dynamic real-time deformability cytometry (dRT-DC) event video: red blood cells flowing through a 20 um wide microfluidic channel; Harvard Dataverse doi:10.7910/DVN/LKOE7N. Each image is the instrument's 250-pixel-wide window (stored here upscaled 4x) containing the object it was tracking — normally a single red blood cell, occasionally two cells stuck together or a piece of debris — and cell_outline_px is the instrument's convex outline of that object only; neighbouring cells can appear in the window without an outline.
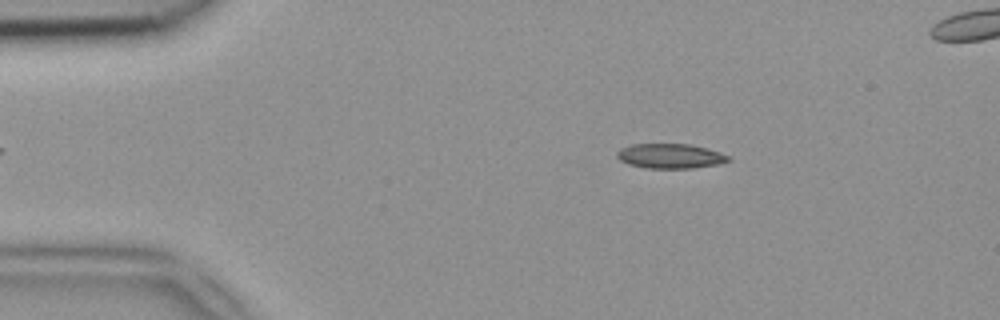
{"species": "common noctule bat (a hibernating species)", "species_latin": "Nyctalus noctula", "temperature_condition": "room temperature", "stored_images_in_passage": 48, "segment_of_instrument_passage": [1, 2], "camera_frame_rate_fps": 3000, "um_per_image_px": 0.085, "animal": {"sex": "female", "body_mass_g": 18.4}, "frame": {"image": 1, "passage_image": 6, "time_ms": 1.667, "image_size_px": [1000, 320], "cell_outline_px": [[732, 160], [720, 164], [692, 168], [648, 168], [628, 164], [620, 160], [616, 156], [616, 152], [620, 148], [632, 144], [692, 144], [708, 148], [720, 152], [728, 156]], "centroid_in_image_um": [56.98, 13.26], "position_along_channel_um": 28.0, "area_um2": 16.18}}
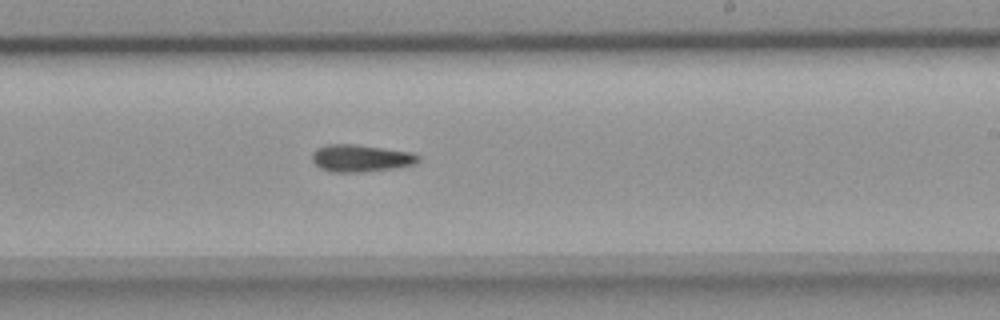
{"frame": {"image": 2, "passage_image": 27, "time_ms": 8.667, "image_size_px": [1000, 320], "cell_outline_px": [[420, 160], [416, 164], [396, 168], [356, 172], [332, 172], [320, 168], [312, 160], [312, 152], [316, 148], [328, 144], [356, 144], [412, 152], [420, 156]], "centroid_in_image_um": [30.68, 13.44], "position_along_channel_um": 258.3, "area_um2": 16.94}}
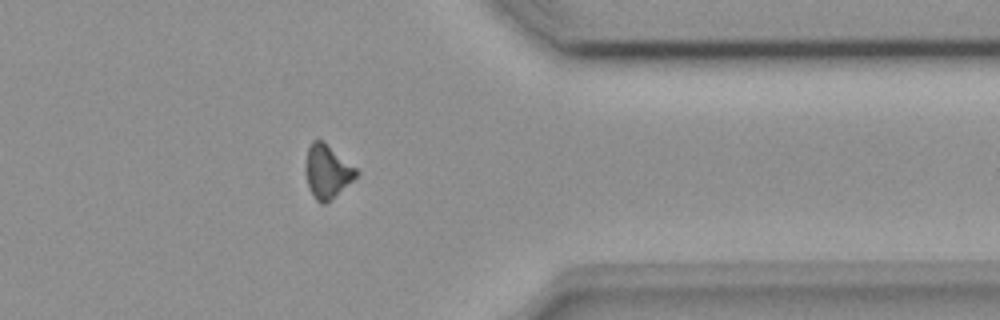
{"frame": {"image": 3, "passage_image": 37, "time_ms": 12.0, "image_size_px": [1000, 320], "cell_outline_px": [[360, 172], [352, 180], [324, 204], [320, 204], [316, 200], [308, 188], [304, 172], [304, 164], [308, 148], [312, 140], [324, 140], [356, 168]], "centroid_in_image_um": [27.76, 14.54], "position_along_channel_um": 383.6, "area_um2": 15.84}}